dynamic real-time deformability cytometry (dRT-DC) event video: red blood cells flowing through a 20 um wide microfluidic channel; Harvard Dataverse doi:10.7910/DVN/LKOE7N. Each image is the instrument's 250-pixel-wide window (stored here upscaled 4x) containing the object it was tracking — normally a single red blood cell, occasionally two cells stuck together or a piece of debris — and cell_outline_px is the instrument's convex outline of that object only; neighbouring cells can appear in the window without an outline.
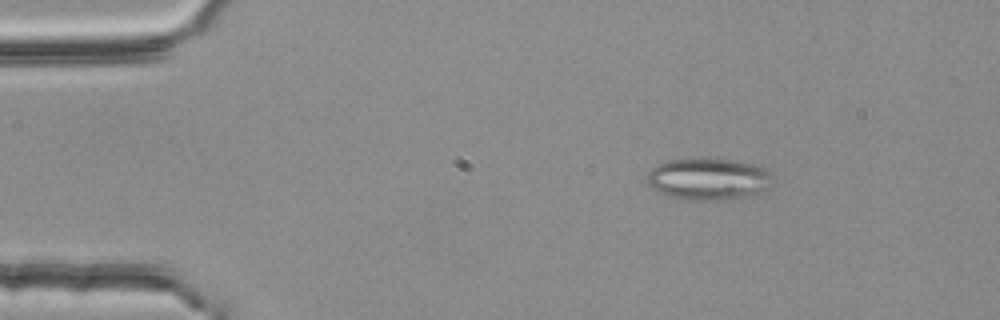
{"species": "common noctule bat (a hibernating species)", "species_latin": "Nyctalus noctula", "temperature_condition": "room temperature", "stored_images_in_passage": 48, "segment_of_instrument_passage": [1, 2], "camera_frame_rate_fps": 3000, "um_per_image_px": 0.085, "animal": {"sex": "female", "body_mass_g": 25.1}, "frame": {"image": 1, "passage_image": 3, "time_ms": 0.667, "image_size_px": [1000, 320], "cell_outline_px": [[772, 184], [768, 188], [756, 196], [720, 200], [684, 200], [668, 196], [656, 192], [648, 184], [648, 172], [656, 164], [668, 160], [740, 160], [756, 164], [768, 168]], "centroid_in_image_um": [60.26, 15.25], "position_along_channel_um": 24.7, "area_um2": 30.92}}